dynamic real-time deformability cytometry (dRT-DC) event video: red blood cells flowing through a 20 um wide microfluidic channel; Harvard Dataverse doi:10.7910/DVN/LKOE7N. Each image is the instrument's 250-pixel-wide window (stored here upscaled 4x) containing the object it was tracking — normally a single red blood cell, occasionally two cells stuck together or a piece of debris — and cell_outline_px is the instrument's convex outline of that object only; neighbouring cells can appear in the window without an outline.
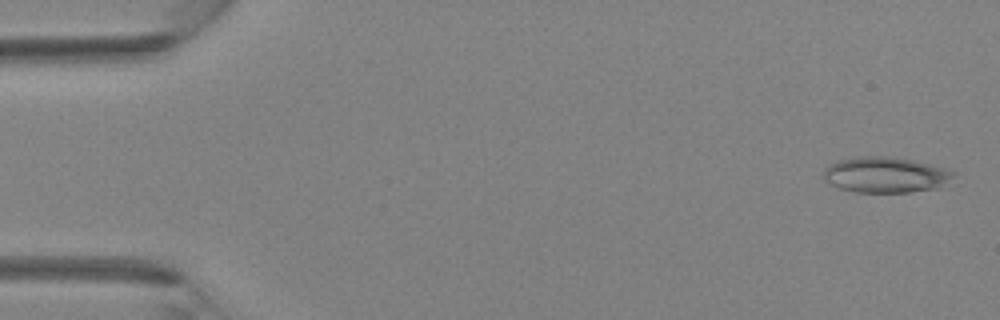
{"species": "Egyptian fruit bat (a non-hibernating species)", "species_latin": "Rousettus aegyptiacus", "temperature_condition": "room temperature", "stored_images_in_passage": 9, "camera_frame_rate_fps": 3000, "um_per_image_px": 0.085, "animal": {"sex": "female"}, "frame": {"image": 1, "passage_image": 1, "time_ms": 0.0, "image_size_px": [1000, 320], "cell_outline_px": [[956, 176], [940, 188], [908, 192], [856, 192], [840, 188], [824, 180], [824, 172], [828, 164], [836, 160], [856, 156], [892, 156], [912, 160], [944, 168], [956, 172]], "centroid_in_image_um": [75.28, 14.85], "position_along_channel_um": 9.7, "area_um2": 27.22}}